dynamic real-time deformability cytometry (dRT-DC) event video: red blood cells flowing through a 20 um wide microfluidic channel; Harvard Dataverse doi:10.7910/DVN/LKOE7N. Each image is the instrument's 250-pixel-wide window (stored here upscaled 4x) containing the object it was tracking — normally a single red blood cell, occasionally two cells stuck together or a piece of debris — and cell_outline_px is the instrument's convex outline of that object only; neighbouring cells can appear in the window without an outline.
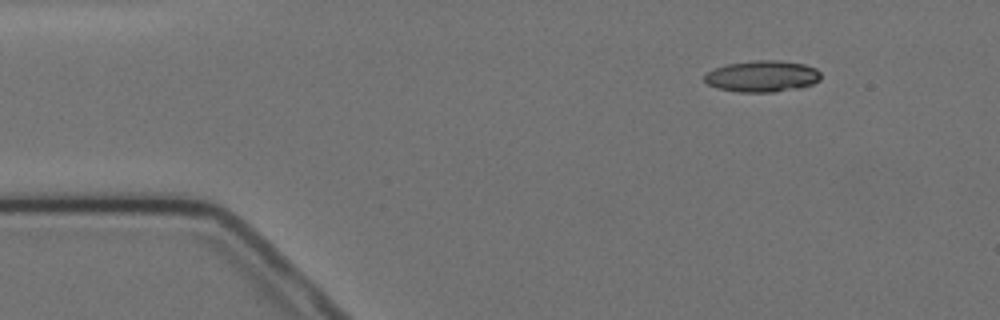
{"species": "Egyptian fruit bat (a non-hibernating species)", "species_latin": "Rousettus aegyptiacus", "temperature_condition": "cold", "stored_images_in_passage": 5, "camera_frame_rate_fps": 3000, "um_per_image_px": 0.085, "animal": {"sex": "female"}, "frame": {"image": 1, "passage_image": 1, "time_ms": 0.0, "image_size_px": [1000, 320], "cell_outline_px": [[820, 80], [812, 84], [800, 88], [776, 92], [740, 92], [716, 88], [708, 84], [704, 80], [704, 76], [708, 72], [716, 68], [728, 64], [752, 60], [780, 60], [804, 64], [816, 68], [820, 72]], "centroid_in_image_um": [64.81, 6.48], "position_along_channel_um": 20.2, "area_um2": 21.39}}
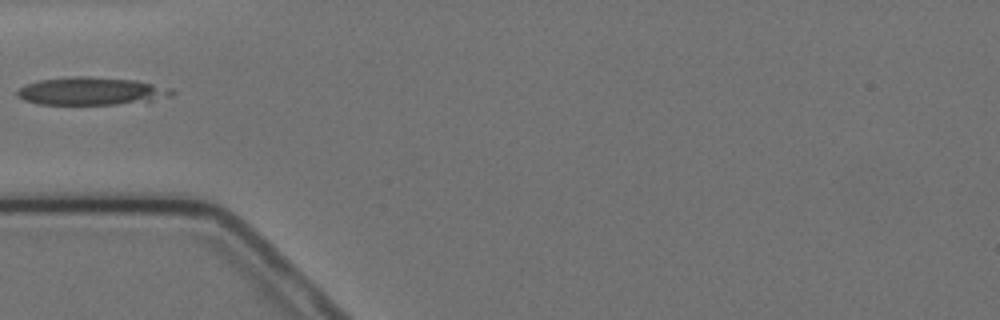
{"frame": {"image": 2, "passage_image": 4, "time_ms": 3.667, "image_size_px": [1000, 320], "cell_outline_px": [[176, 92], [172, 96], [152, 100], [116, 104], [40, 104], [24, 100], [16, 96], [16, 92], [24, 84], [40, 80], [72, 76], [88, 76], [136, 80], [172, 88]], "centroid_in_image_um": [7.76, 7.74], "position_along_channel_um": 77.2, "area_um2": 25.09}}
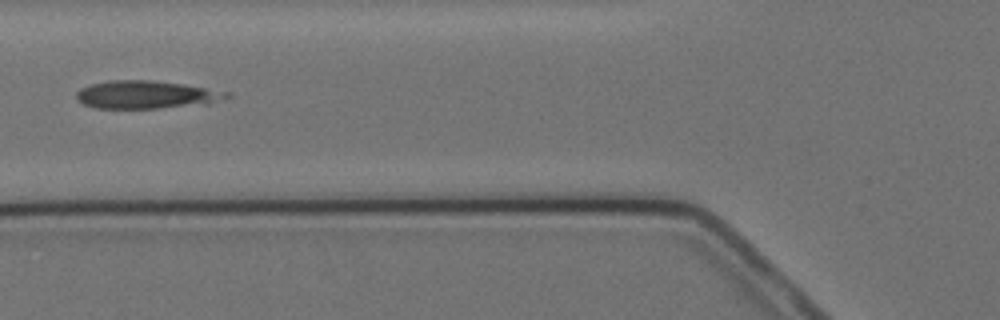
{"frame": {"image": 3, "passage_image": 5, "time_ms": 4.667, "image_size_px": [1000, 320], "cell_outline_px": [[232, 96], [208, 104], [160, 108], [96, 108], [84, 104], [76, 100], [76, 92], [80, 88], [88, 84], [108, 80], [148, 80], [184, 84], [228, 92]], "centroid_in_image_um": [12.39, 8.04], "position_along_channel_um": 113.4, "area_um2": 24.57}}